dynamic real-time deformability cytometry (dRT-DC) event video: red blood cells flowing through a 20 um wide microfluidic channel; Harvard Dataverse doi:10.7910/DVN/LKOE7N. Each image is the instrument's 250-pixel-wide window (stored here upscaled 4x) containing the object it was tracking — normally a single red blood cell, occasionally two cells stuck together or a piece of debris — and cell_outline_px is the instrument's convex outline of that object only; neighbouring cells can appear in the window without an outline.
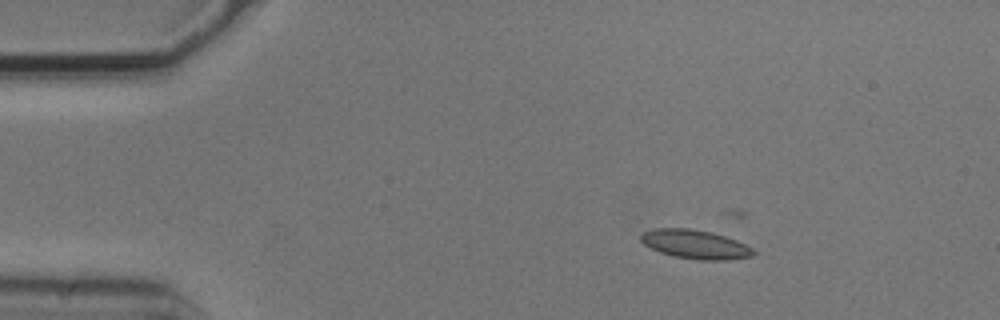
{"species": "common noctule bat (a hibernating species)", "species_latin": "Nyctalus noctula", "temperature_condition": "cold", "stored_images_in_passage": 5, "camera_frame_rate_fps": 3000, "um_per_image_px": 0.085, "animal": {"sex": "male", "body_mass_g": 20.5, "forearm_length_mm": 52.5}, "frame": {"image": 1, "passage_image": 3, "time_ms": 0.667, "image_size_px": [1000, 320], "cell_outline_px": [[756, 252], [752, 256], [724, 260], [700, 260], [676, 256], [660, 252], [644, 244], [640, 240], [640, 236], [644, 232], [652, 228], [688, 228], [712, 232], [736, 240], [752, 248]], "centroid_in_image_um": [59.08, 20.76], "position_along_channel_um": 25.9, "area_um2": 18.79}}